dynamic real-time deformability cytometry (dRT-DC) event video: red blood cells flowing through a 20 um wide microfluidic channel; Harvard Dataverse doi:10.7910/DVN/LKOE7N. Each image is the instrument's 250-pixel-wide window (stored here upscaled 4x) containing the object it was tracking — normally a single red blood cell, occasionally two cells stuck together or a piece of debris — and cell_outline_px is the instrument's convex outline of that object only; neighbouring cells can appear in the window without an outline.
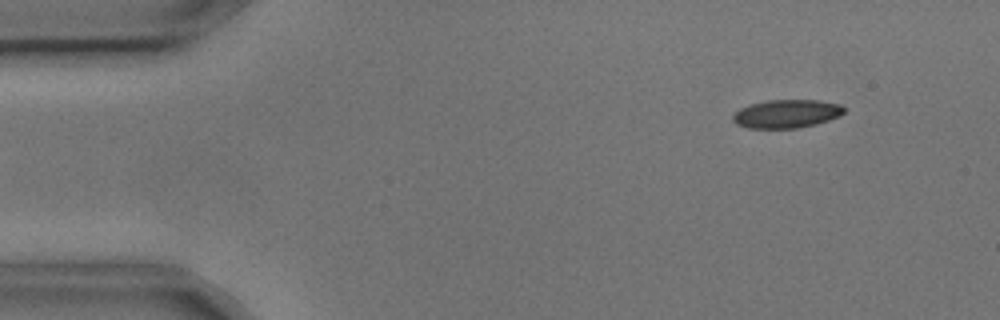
{"species": "common noctule bat (a hibernating species)", "species_latin": "Nyctalus noctula", "temperature_condition": "cold", "stored_images_in_passage": 3, "camera_frame_rate_fps": 3000, "um_per_image_px": 0.085, "animal": {"sex": "male", "body_mass_g": 17.9, "forearm_length_mm": 54.2}, "frame": {"image": 1, "passage_image": 3, "time_ms": 0.667, "image_size_px": [1000, 320], "cell_outline_px": [[844, 112], [840, 116], [816, 124], [796, 128], [748, 128], [736, 124], [732, 120], [732, 116], [740, 108], [752, 104], [768, 100], [820, 100], [840, 104], [844, 108]], "centroid_in_image_um": [66.86, 9.67], "position_along_channel_um": 18.1, "area_um2": 18.32}}